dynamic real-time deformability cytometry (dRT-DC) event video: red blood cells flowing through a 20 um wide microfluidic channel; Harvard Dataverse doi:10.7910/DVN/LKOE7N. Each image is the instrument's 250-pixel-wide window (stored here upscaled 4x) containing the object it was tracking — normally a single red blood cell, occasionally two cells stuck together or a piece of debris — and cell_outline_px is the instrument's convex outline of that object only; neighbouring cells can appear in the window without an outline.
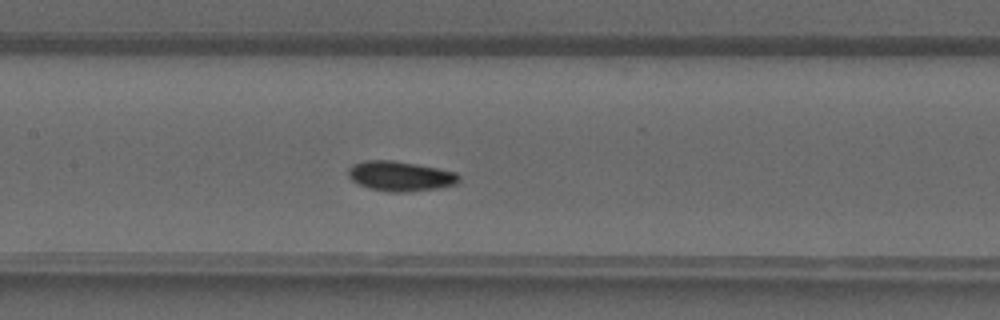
{"species": "common noctule bat (a hibernating species)", "species_latin": "Nyctalus noctula", "temperature_condition": "warm", "stored_images_in_passage": 37, "camera_frame_rate_fps": 3000, "um_per_image_px": 0.085, "animal": {"sex": "male", "forearm_length_mm": 52.5}, "frame": {"image": 1, "passage_image": 16, "time_ms": 5.0, "image_size_px": [1000, 320], "cell_outline_px": [[460, 180], [456, 184], [440, 188], [408, 192], [388, 192], [368, 188], [352, 180], [348, 176], [348, 168], [352, 164], [364, 160], [392, 160], [416, 164], [456, 172], [460, 176]], "centroid_in_image_um": [34.02, 14.97], "position_along_channel_um": 173.4, "area_um2": 19.42}}
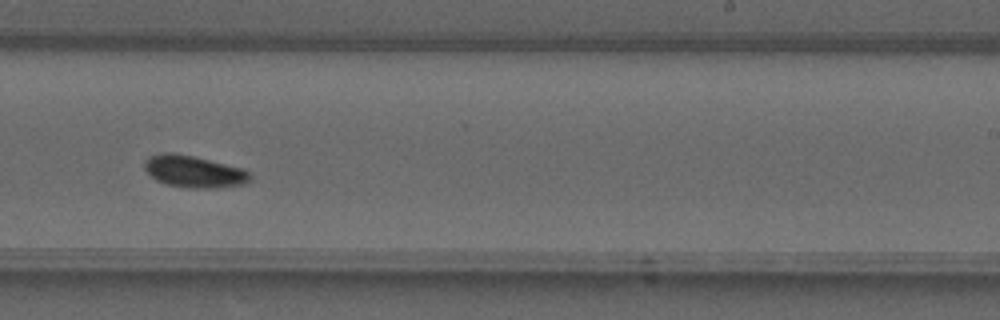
{"frame": {"image": 2, "passage_image": 22, "time_ms": 7.0, "image_size_px": [1000, 320], "cell_outline_px": [[252, 180], [248, 184], [216, 188], [188, 188], [164, 184], [156, 180], [144, 168], [144, 160], [148, 156], [164, 152], [172, 152], [192, 156], [240, 168], [248, 172], [252, 176]], "centroid_in_image_um": [16.47, 14.6], "position_along_channel_um": 272.5, "area_um2": 19.71}}
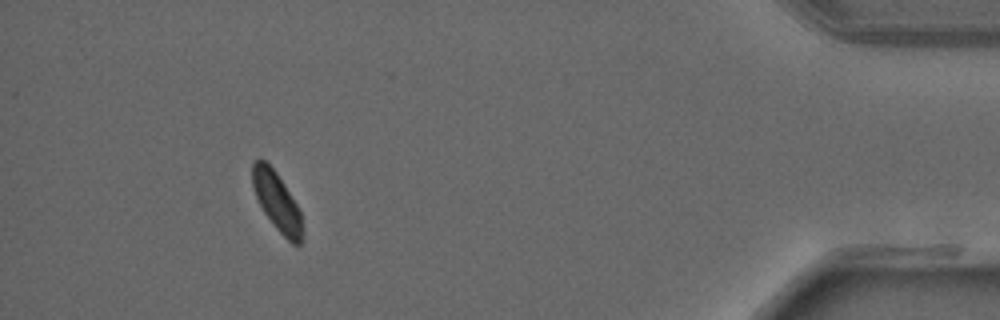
{"frame": {"image": 3, "passage_image": 34, "time_ms": 11.0, "image_size_px": [1000, 320], "cell_outline_px": [[304, 232], [300, 244], [292, 244], [276, 228], [264, 212], [256, 196], [252, 184], [252, 160], [264, 160], [276, 172], [284, 184], [296, 204], [300, 212], [304, 228]], "centroid_in_image_um": [23.55, 17.15], "position_along_channel_um": 411.6, "area_um2": 16.88}}